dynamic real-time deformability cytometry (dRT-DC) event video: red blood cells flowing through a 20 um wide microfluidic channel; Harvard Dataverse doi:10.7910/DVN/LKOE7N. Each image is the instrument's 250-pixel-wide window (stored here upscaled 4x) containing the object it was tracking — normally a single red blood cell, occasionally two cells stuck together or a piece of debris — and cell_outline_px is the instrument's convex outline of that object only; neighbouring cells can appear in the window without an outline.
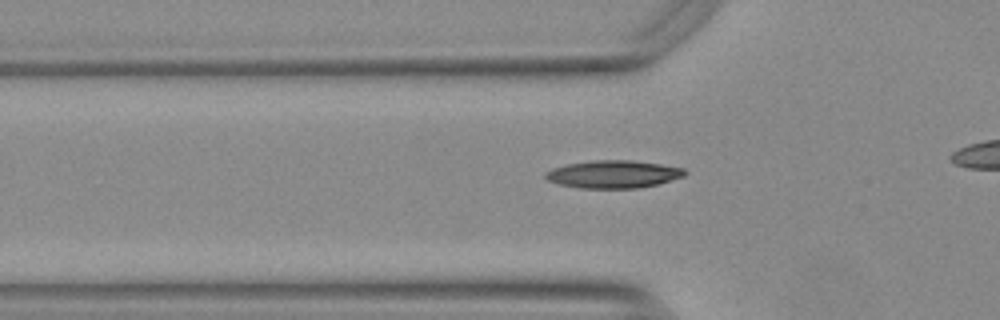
{"species": "Egyptian fruit bat (a non-hibernating species)", "species_latin": "Rousettus aegyptiacus", "temperature_condition": "warm", "stored_images_in_passage": 34, "camera_frame_rate_fps": 3000, "um_per_image_px": 0.085, "animal": {"sex": "female"}, "frame": {"image": 1, "passage_image": 8, "time_ms": 2.333, "image_size_px": [1000, 320], "cell_outline_px": [[688, 172], [684, 176], [656, 184], [636, 188], [580, 188], [560, 184], [548, 180], [544, 176], [544, 172], [552, 168], [568, 164], [592, 160], [632, 160], [660, 164], [684, 168]], "centroid_in_image_um": [52.12, 14.8], "position_along_channel_um": 73.7, "area_um2": 22.37}}
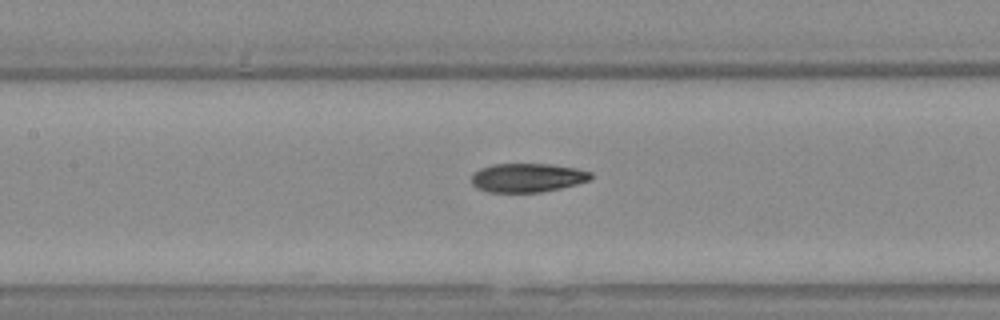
{"frame": {"image": 2, "passage_image": 15, "time_ms": 4.667, "image_size_px": [1000, 320], "cell_outline_px": [[592, 176], [588, 180], [576, 184], [560, 188], [540, 192], [488, 192], [476, 188], [472, 184], [472, 172], [480, 168], [492, 164], [548, 164], [576, 168], [592, 172]], "centroid_in_image_um": [44.78, 15.1], "position_along_channel_um": 162.6, "area_um2": 20.06}}
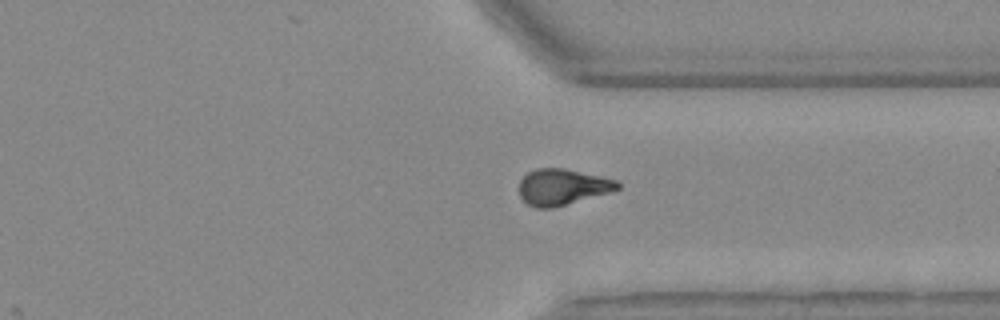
{"frame": {"image": 3, "passage_image": 31, "time_ms": 10.0, "image_size_px": [1000, 320], "cell_outline_px": [[620, 188], [608, 192], [552, 208], [536, 208], [528, 204], [520, 196], [520, 180], [528, 172], [536, 168], [564, 168], [600, 176], [616, 180], [620, 184]], "centroid_in_image_um": [47.77, 15.88], "position_along_channel_um": 363.6, "area_um2": 20.35}}